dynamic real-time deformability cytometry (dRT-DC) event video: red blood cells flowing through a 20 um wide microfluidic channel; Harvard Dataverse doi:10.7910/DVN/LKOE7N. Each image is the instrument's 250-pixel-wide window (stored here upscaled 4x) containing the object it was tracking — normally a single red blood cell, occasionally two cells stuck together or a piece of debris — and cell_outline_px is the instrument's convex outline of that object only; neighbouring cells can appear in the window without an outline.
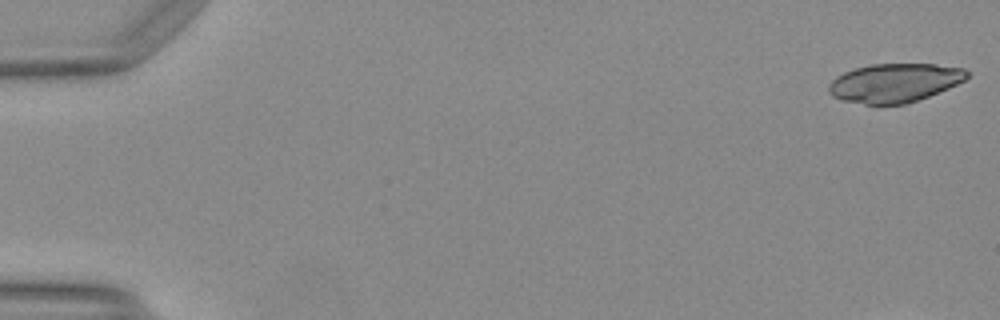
{"species": "Egyptian fruit bat (a non-hibernating species)", "species_latin": "Rousettus aegyptiacus", "temperature_condition": "warm", "stored_images_in_passage": 12, "camera_frame_rate_fps": 3000, "um_per_image_px": 0.085, "animal": {"sex": "female"}, "frame": {"image": 1, "passage_image": 1, "time_ms": 0.0, "image_size_px": [1000, 320], "cell_outline_px": [[968, 76], [964, 80], [948, 88], [908, 104], [864, 104], [840, 100], [832, 96], [828, 92], [828, 84], [836, 76], [844, 72], [856, 68], [872, 64], [936, 64], [964, 68], [968, 72]], "centroid_in_image_um": [76.01, 7.04], "position_along_channel_um": 9.0, "area_um2": 31.27}}